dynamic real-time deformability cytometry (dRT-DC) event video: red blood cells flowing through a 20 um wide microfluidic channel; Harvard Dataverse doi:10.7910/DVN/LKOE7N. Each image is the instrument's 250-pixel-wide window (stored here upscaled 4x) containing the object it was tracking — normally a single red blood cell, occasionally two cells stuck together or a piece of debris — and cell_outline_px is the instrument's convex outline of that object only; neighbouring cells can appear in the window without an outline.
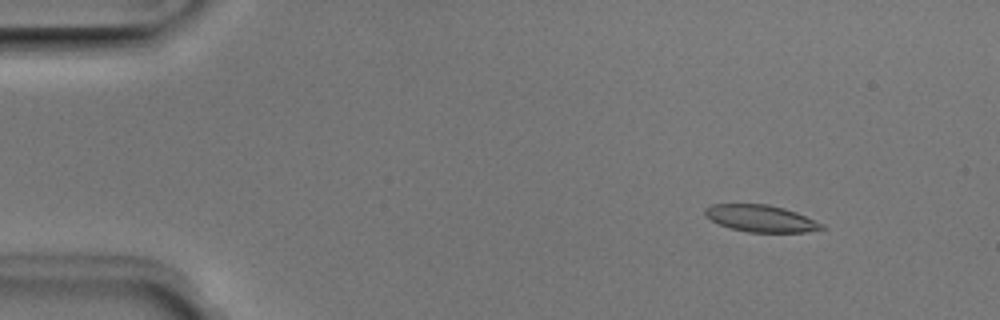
{"species": "Egyptian fruit bat (a non-hibernating species)", "species_latin": "Rousettus aegyptiacus", "temperature_condition": "room temperature", "stored_images_in_passage": 47, "camera_frame_rate_fps": 3000, "um_per_image_px": 0.085, "animal": {"sex": "male"}, "frame": {"image": 1, "passage_image": 2, "time_ms": 0.333, "image_size_px": [1000, 320], "cell_outline_px": [[824, 228], [804, 232], [748, 232], [732, 228], [720, 224], [704, 216], [704, 208], [712, 204], [768, 204], [784, 208], [796, 212], [824, 224]], "centroid_in_image_um": [64.65, 18.56], "position_along_channel_um": 20.4, "area_um2": 18.15}}
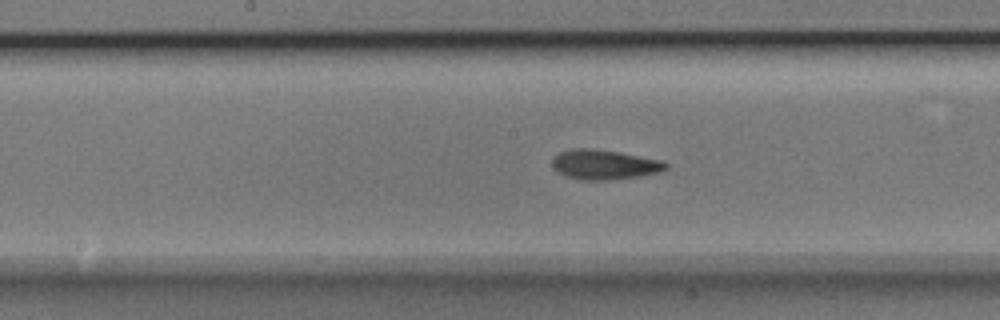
{"frame": {"image": 2, "passage_image": 22, "time_ms": 7.0, "image_size_px": [1000, 320], "cell_outline_px": [[668, 168], [660, 172], [640, 176], [608, 180], [580, 180], [564, 176], [552, 168], [552, 160], [560, 152], [572, 148], [592, 148], [620, 152], [664, 160], [668, 164]], "centroid_in_image_um": [51.38, 13.99], "position_along_channel_um": 196.8, "area_um2": 20.0}}
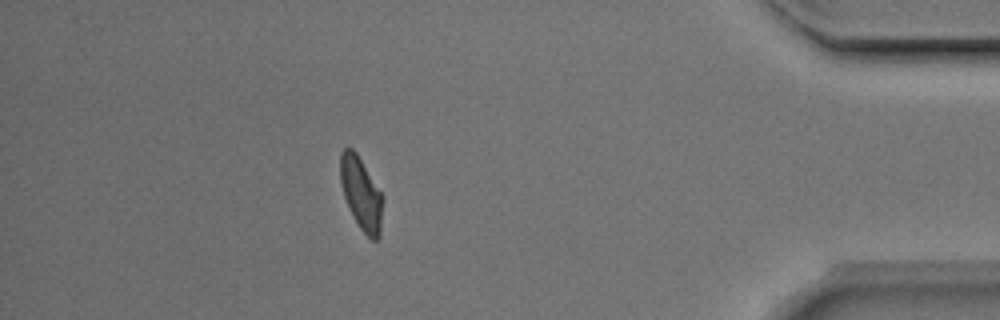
{"frame": {"image": 3, "passage_image": 41, "time_ms": 13.333, "image_size_px": [1000, 320], "cell_outline_px": [[384, 196], [380, 236], [376, 240], [372, 240], [360, 228], [344, 196], [340, 184], [340, 152], [344, 148], [352, 148], [356, 152]], "centroid_in_image_um": [30.72, 16.43], "position_along_channel_um": 404.5, "area_um2": 17.92}, "authors_computed_cell_mechanics": {"area_um2": 18.5538, "velocity_mm_per_s": 3.9962, "shape_relaxation_time_tau1_ms": 3.8699, "shape_relaxation_time_tau2_ms": 2.0432, "deformation_change_tau1": 0.1433, "deformation_change_tau2": 0.0983}}